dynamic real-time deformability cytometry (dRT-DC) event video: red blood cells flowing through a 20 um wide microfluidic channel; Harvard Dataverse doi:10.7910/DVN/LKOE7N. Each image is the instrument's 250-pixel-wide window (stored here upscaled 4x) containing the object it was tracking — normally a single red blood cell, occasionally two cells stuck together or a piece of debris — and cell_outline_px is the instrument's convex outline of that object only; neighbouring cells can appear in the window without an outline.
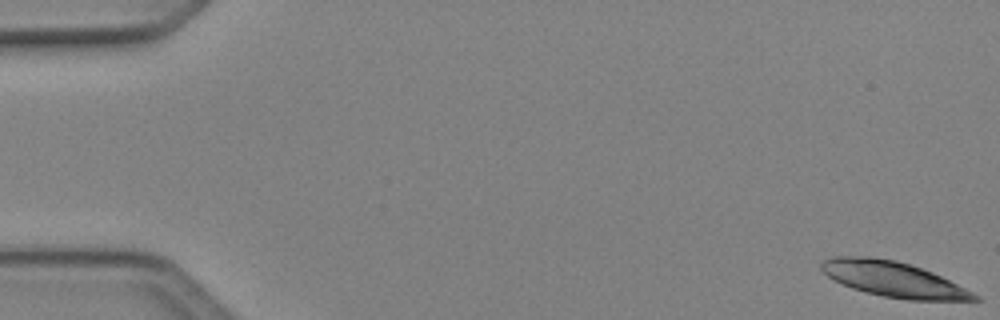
{"species": "Egyptian fruit bat (a non-hibernating species)", "species_latin": "Rousettus aegyptiacus", "temperature_condition": "cold", "stored_images_in_passage": 50, "camera_frame_rate_fps": 3000, "um_per_image_px": 0.085, "animal": {"sex": "female"}, "frame": {"image": 1, "passage_image": 1, "time_ms": 0.0, "image_size_px": [1000, 320], "cell_outline_px": [[980, 300], [908, 300], [884, 296], [852, 288], [828, 276], [820, 268], [820, 264], [824, 260], [832, 256], [872, 256], [896, 260], [932, 272], [980, 296]], "centroid_in_image_um": [75.91, 23.72], "position_along_channel_um": 9.1, "area_um2": 30.98}}